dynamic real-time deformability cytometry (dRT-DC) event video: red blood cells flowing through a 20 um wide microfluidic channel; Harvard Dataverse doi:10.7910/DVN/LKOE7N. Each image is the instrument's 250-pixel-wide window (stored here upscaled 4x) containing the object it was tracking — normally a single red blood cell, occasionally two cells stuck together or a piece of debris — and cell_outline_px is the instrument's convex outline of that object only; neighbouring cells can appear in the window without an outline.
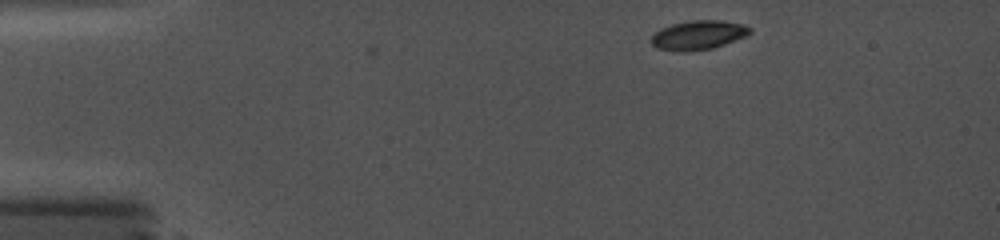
{"species": "common noctule bat (a hibernating species)", "species_latin": "Nyctalus noctula", "temperature_condition": "cold", "stored_images_in_passage": 3, "camera_frame_rate_fps": 5000, "um_per_image_px": 0.085, "animal": {"sex": "female", "body_mass_g": 19.0, "forearm_length_mm": 56.7}, "frame": {"image": 1, "passage_image": 3, "time_ms": 0.2, "image_size_px": [1000, 240], "cell_outline_px": [[752, 32], [748, 36], [712, 48], [688, 52], [684, 52], [656, 48], [652, 44], [652, 36], [660, 28], [672, 24], [692, 20], [720, 20], [744, 24], [752, 28]], "centroid_in_image_um": [59.4, 2.98], "position_along_channel_um": 25.6, "area_um2": 16.88}}